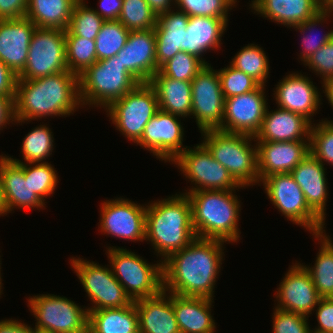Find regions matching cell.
Listing matches in <instances>:
<instances>
[{
  "mask_svg": "<svg viewBox=\"0 0 333 333\" xmlns=\"http://www.w3.org/2000/svg\"><path fill=\"white\" fill-rule=\"evenodd\" d=\"M53 132L42 124L31 130L22 142V156L27 163L46 162V158L51 156L54 143Z\"/></svg>",
  "mask_w": 333,
  "mask_h": 333,
  "instance_id": "ab89813d",
  "label": "cell"
},
{
  "mask_svg": "<svg viewBox=\"0 0 333 333\" xmlns=\"http://www.w3.org/2000/svg\"><path fill=\"white\" fill-rule=\"evenodd\" d=\"M28 0H0V20L24 17Z\"/></svg>",
  "mask_w": 333,
  "mask_h": 333,
  "instance_id": "f907efd6",
  "label": "cell"
},
{
  "mask_svg": "<svg viewBox=\"0 0 333 333\" xmlns=\"http://www.w3.org/2000/svg\"><path fill=\"white\" fill-rule=\"evenodd\" d=\"M237 0H175V8L191 16L228 18V11L236 6Z\"/></svg>",
  "mask_w": 333,
  "mask_h": 333,
  "instance_id": "f6af8a7d",
  "label": "cell"
},
{
  "mask_svg": "<svg viewBox=\"0 0 333 333\" xmlns=\"http://www.w3.org/2000/svg\"><path fill=\"white\" fill-rule=\"evenodd\" d=\"M99 9L94 11L105 21L118 20L123 0H99Z\"/></svg>",
  "mask_w": 333,
  "mask_h": 333,
  "instance_id": "f5cc1de1",
  "label": "cell"
},
{
  "mask_svg": "<svg viewBox=\"0 0 333 333\" xmlns=\"http://www.w3.org/2000/svg\"><path fill=\"white\" fill-rule=\"evenodd\" d=\"M106 110L116 129L137 143L146 124L159 110L157 95L148 82L139 83Z\"/></svg>",
  "mask_w": 333,
  "mask_h": 333,
  "instance_id": "30bf717a",
  "label": "cell"
},
{
  "mask_svg": "<svg viewBox=\"0 0 333 333\" xmlns=\"http://www.w3.org/2000/svg\"><path fill=\"white\" fill-rule=\"evenodd\" d=\"M84 1L78 0L75 3L65 36H78L95 40L105 20L93 8H88Z\"/></svg>",
  "mask_w": 333,
  "mask_h": 333,
  "instance_id": "d590c367",
  "label": "cell"
},
{
  "mask_svg": "<svg viewBox=\"0 0 333 333\" xmlns=\"http://www.w3.org/2000/svg\"><path fill=\"white\" fill-rule=\"evenodd\" d=\"M312 123L304 116L281 108H267L253 141H310ZM307 138V139H306Z\"/></svg>",
  "mask_w": 333,
  "mask_h": 333,
  "instance_id": "cb8c5ba5",
  "label": "cell"
},
{
  "mask_svg": "<svg viewBox=\"0 0 333 333\" xmlns=\"http://www.w3.org/2000/svg\"><path fill=\"white\" fill-rule=\"evenodd\" d=\"M158 17L146 0H123L118 21L129 31L154 29Z\"/></svg>",
  "mask_w": 333,
  "mask_h": 333,
  "instance_id": "60d3db41",
  "label": "cell"
},
{
  "mask_svg": "<svg viewBox=\"0 0 333 333\" xmlns=\"http://www.w3.org/2000/svg\"><path fill=\"white\" fill-rule=\"evenodd\" d=\"M14 162L19 163L24 170L25 175H29V184L32 191L44 202L48 195L54 193L58 183L57 171L47 162L40 163H24L19 159H13Z\"/></svg>",
  "mask_w": 333,
  "mask_h": 333,
  "instance_id": "74e56055",
  "label": "cell"
},
{
  "mask_svg": "<svg viewBox=\"0 0 333 333\" xmlns=\"http://www.w3.org/2000/svg\"><path fill=\"white\" fill-rule=\"evenodd\" d=\"M176 10L159 15L154 28L158 69L178 52L184 51V32L187 30L189 16Z\"/></svg>",
  "mask_w": 333,
  "mask_h": 333,
  "instance_id": "f546056e",
  "label": "cell"
},
{
  "mask_svg": "<svg viewBox=\"0 0 333 333\" xmlns=\"http://www.w3.org/2000/svg\"><path fill=\"white\" fill-rule=\"evenodd\" d=\"M84 333H93L89 329H87Z\"/></svg>",
  "mask_w": 333,
  "mask_h": 333,
  "instance_id": "be15d7a7",
  "label": "cell"
},
{
  "mask_svg": "<svg viewBox=\"0 0 333 333\" xmlns=\"http://www.w3.org/2000/svg\"><path fill=\"white\" fill-rule=\"evenodd\" d=\"M155 90L159 109L181 118L191 115V82L175 80L157 71L148 82Z\"/></svg>",
  "mask_w": 333,
  "mask_h": 333,
  "instance_id": "4dcf8cb0",
  "label": "cell"
},
{
  "mask_svg": "<svg viewBox=\"0 0 333 333\" xmlns=\"http://www.w3.org/2000/svg\"><path fill=\"white\" fill-rule=\"evenodd\" d=\"M226 67L218 71L224 98L246 94L260 86L256 80L231 64Z\"/></svg>",
  "mask_w": 333,
  "mask_h": 333,
  "instance_id": "bcb514c9",
  "label": "cell"
},
{
  "mask_svg": "<svg viewBox=\"0 0 333 333\" xmlns=\"http://www.w3.org/2000/svg\"><path fill=\"white\" fill-rule=\"evenodd\" d=\"M320 7H321V10L332 13L333 0H320Z\"/></svg>",
  "mask_w": 333,
  "mask_h": 333,
  "instance_id": "680465c9",
  "label": "cell"
},
{
  "mask_svg": "<svg viewBox=\"0 0 333 333\" xmlns=\"http://www.w3.org/2000/svg\"><path fill=\"white\" fill-rule=\"evenodd\" d=\"M36 25L26 16L0 20V61L18 75L25 67Z\"/></svg>",
  "mask_w": 333,
  "mask_h": 333,
  "instance_id": "7402d4cb",
  "label": "cell"
},
{
  "mask_svg": "<svg viewBox=\"0 0 333 333\" xmlns=\"http://www.w3.org/2000/svg\"><path fill=\"white\" fill-rule=\"evenodd\" d=\"M146 1L157 17L163 13L168 12L169 10H172V8L174 9V7L170 6L175 5V0H146Z\"/></svg>",
  "mask_w": 333,
  "mask_h": 333,
  "instance_id": "9f6ffc18",
  "label": "cell"
},
{
  "mask_svg": "<svg viewBox=\"0 0 333 333\" xmlns=\"http://www.w3.org/2000/svg\"><path fill=\"white\" fill-rule=\"evenodd\" d=\"M206 66V64L196 56L187 52H178L173 58L165 62L159 72L163 76L175 80L191 82L195 76Z\"/></svg>",
  "mask_w": 333,
  "mask_h": 333,
  "instance_id": "7bdbcfd3",
  "label": "cell"
},
{
  "mask_svg": "<svg viewBox=\"0 0 333 333\" xmlns=\"http://www.w3.org/2000/svg\"><path fill=\"white\" fill-rule=\"evenodd\" d=\"M65 32L64 29L36 27L26 65L17 80H33L68 71Z\"/></svg>",
  "mask_w": 333,
  "mask_h": 333,
  "instance_id": "8fae6325",
  "label": "cell"
},
{
  "mask_svg": "<svg viewBox=\"0 0 333 333\" xmlns=\"http://www.w3.org/2000/svg\"><path fill=\"white\" fill-rule=\"evenodd\" d=\"M129 33L118 20L105 21L95 38L97 60L116 55L125 46Z\"/></svg>",
  "mask_w": 333,
  "mask_h": 333,
  "instance_id": "f35d334b",
  "label": "cell"
},
{
  "mask_svg": "<svg viewBox=\"0 0 333 333\" xmlns=\"http://www.w3.org/2000/svg\"><path fill=\"white\" fill-rule=\"evenodd\" d=\"M116 55L139 83L149 82L159 71L154 29L130 31L125 46Z\"/></svg>",
  "mask_w": 333,
  "mask_h": 333,
  "instance_id": "d6986e66",
  "label": "cell"
},
{
  "mask_svg": "<svg viewBox=\"0 0 333 333\" xmlns=\"http://www.w3.org/2000/svg\"><path fill=\"white\" fill-rule=\"evenodd\" d=\"M236 190H199L186 194L191 203L192 223L197 238L238 242L241 211ZM234 193V194H233Z\"/></svg>",
  "mask_w": 333,
  "mask_h": 333,
  "instance_id": "277c9868",
  "label": "cell"
},
{
  "mask_svg": "<svg viewBox=\"0 0 333 333\" xmlns=\"http://www.w3.org/2000/svg\"><path fill=\"white\" fill-rule=\"evenodd\" d=\"M228 26V18H213L209 16H191L188 20L187 30L184 32V52L201 59L210 65L201 56L209 50H219L221 39Z\"/></svg>",
  "mask_w": 333,
  "mask_h": 333,
  "instance_id": "4316f807",
  "label": "cell"
},
{
  "mask_svg": "<svg viewBox=\"0 0 333 333\" xmlns=\"http://www.w3.org/2000/svg\"><path fill=\"white\" fill-rule=\"evenodd\" d=\"M68 71L79 76L97 61L95 40L65 36Z\"/></svg>",
  "mask_w": 333,
  "mask_h": 333,
  "instance_id": "8d00e7d4",
  "label": "cell"
},
{
  "mask_svg": "<svg viewBox=\"0 0 333 333\" xmlns=\"http://www.w3.org/2000/svg\"><path fill=\"white\" fill-rule=\"evenodd\" d=\"M310 333H333V332H324V331H311Z\"/></svg>",
  "mask_w": 333,
  "mask_h": 333,
  "instance_id": "6125c7cd",
  "label": "cell"
},
{
  "mask_svg": "<svg viewBox=\"0 0 333 333\" xmlns=\"http://www.w3.org/2000/svg\"><path fill=\"white\" fill-rule=\"evenodd\" d=\"M88 329L93 333H140L135 303L122 308L90 311Z\"/></svg>",
  "mask_w": 333,
  "mask_h": 333,
  "instance_id": "1f68e13d",
  "label": "cell"
},
{
  "mask_svg": "<svg viewBox=\"0 0 333 333\" xmlns=\"http://www.w3.org/2000/svg\"><path fill=\"white\" fill-rule=\"evenodd\" d=\"M313 123L310 131V153L323 165L333 166V121Z\"/></svg>",
  "mask_w": 333,
  "mask_h": 333,
  "instance_id": "ee69618b",
  "label": "cell"
},
{
  "mask_svg": "<svg viewBox=\"0 0 333 333\" xmlns=\"http://www.w3.org/2000/svg\"><path fill=\"white\" fill-rule=\"evenodd\" d=\"M241 49L234 56L230 64L252 77L260 85L266 86L270 67L264 50L253 43Z\"/></svg>",
  "mask_w": 333,
  "mask_h": 333,
  "instance_id": "e575fe53",
  "label": "cell"
},
{
  "mask_svg": "<svg viewBox=\"0 0 333 333\" xmlns=\"http://www.w3.org/2000/svg\"><path fill=\"white\" fill-rule=\"evenodd\" d=\"M325 234V235H324ZM320 242L314 266L303 265L310 273L312 281L321 298L333 297V242L325 232L314 234Z\"/></svg>",
  "mask_w": 333,
  "mask_h": 333,
  "instance_id": "836d02e7",
  "label": "cell"
},
{
  "mask_svg": "<svg viewBox=\"0 0 333 333\" xmlns=\"http://www.w3.org/2000/svg\"><path fill=\"white\" fill-rule=\"evenodd\" d=\"M321 84L324 88L323 92L325 93V96L330 103L331 107L333 108V77L325 80Z\"/></svg>",
  "mask_w": 333,
  "mask_h": 333,
  "instance_id": "6f0895ef",
  "label": "cell"
},
{
  "mask_svg": "<svg viewBox=\"0 0 333 333\" xmlns=\"http://www.w3.org/2000/svg\"><path fill=\"white\" fill-rule=\"evenodd\" d=\"M262 183L272 204L287 220L304 227L312 235L325 232V222L308 206L291 173L272 174L265 177Z\"/></svg>",
  "mask_w": 333,
  "mask_h": 333,
  "instance_id": "9c48e42d",
  "label": "cell"
},
{
  "mask_svg": "<svg viewBox=\"0 0 333 333\" xmlns=\"http://www.w3.org/2000/svg\"><path fill=\"white\" fill-rule=\"evenodd\" d=\"M322 81L333 77V38L319 48L305 63Z\"/></svg>",
  "mask_w": 333,
  "mask_h": 333,
  "instance_id": "c3c4849f",
  "label": "cell"
},
{
  "mask_svg": "<svg viewBox=\"0 0 333 333\" xmlns=\"http://www.w3.org/2000/svg\"><path fill=\"white\" fill-rule=\"evenodd\" d=\"M273 333H310L308 318L305 315L281 310L275 307L273 312Z\"/></svg>",
  "mask_w": 333,
  "mask_h": 333,
  "instance_id": "7dc6e473",
  "label": "cell"
},
{
  "mask_svg": "<svg viewBox=\"0 0 333 333\" xmlns=\"http://www.w3.org/2000/svg\"><path fill=\"white\" fill-rule=\"evenodd\" d=\"M224 242L196 237L188 246L168 256L162 262L163 290L180 296L214 299Z\"/></svg>",
  "mask_w": 333,
  "mask_h": 333,
  "instance_id": "6da1fadb",
  "label": "cell"
},
{
  "mask_svg": "<svg viewBox=\"0 0 333 333\" xmlns=\"http://www.w3.org/2000/svg\"><path fill=\"white\" fill-rule=\"evenodd\" d=\"M172 163L191 181L192 188L184 193L199 190L243 189L228 170L217 162L208 149L199 143L194 148H186ZM236 188V189H235Z\"/></svg>",
  "mask_w": 333,
  "mask_h": 333,
  "instance_id": "4fadbf2b",
  "label": "cell"
},
{
  "mask_svg": "<svg viewBox=\"0 0 333 333\" xmlns=\"http://www.w3.org/2000/svg\"><path fill=\"white\" fill-rule=\"evenodd\" d=\"M290 267L275 292V307L309 317L321 297L303 263L295 262Z\"/></svg>",
  "mask_w": 333,
  "mask_h": 333,
  "instance_id": "ac0fdd59",
  "label": "cell"
},
{
  "mask_svg": "<svg viewBox=\"0 0 333 333\" xmlns=\"http://www.w3.org/2000/svg\"><path fill=\"white\" fill-rule=\"evenodd\" d=\"M195 238L191 203L186 194L176 193L147 205L145 240L151 242L156 255L162 257L160 262Z\"/></svg>",
  "mask_w": 333,
  "mask_h": 333,
  "instance_id": "3957f363",
  "label": "cell"
},
{
  "mask_svg": "<svg viewBox=\"0 0 333 333\" xmlns=\"http://www.w3.org/2000/svg\"><path fill=\"white\" fill-rule=\"evenodd\" d=\"M201 135L202 144L240 186L260 185L257 146L252 145L254 136L219 129L203 131Z\"/></svg>",
  "mask_w": 333,
  "mask_h": 333,
  "instance_id": "5b68a950",
  "label": "cell"
},
{
  "mask_svg": "<svg viewBox=\"0 0 333 333\" xmlns=\"http://www.w3.org/2000/svg\"><path fill=\"white\" fill-rule=\"evenodd\" d=\"M179 117L159 109L146 124L136 144L159 160L173 162L188 147L183 146L184 128Z\"/></svg>",
  "mask_w": 333,
  "mask_h": 333,
  "instance_id": "2e32d148",
  "label": "cell"
},
{
  "mask_svg": "<svg viewBox=\"0 0 333 333\" xmlns=\"http://www.w3.org/2000/svg\"><path fill=\"white\" fill-rule=\"evenodd\" d=\"M7 215L6 208L3 201V195H2V186H1V179H0V216Z\"/></svg>",
  "mask_w": 333,
  "mask_h": 333,
  "instance_id": "91938a15",
  "label": "cell"
},
{
  "mask_svg": "<svg viewBox=\"0 0 333 333\" xmlns=\"http://www.w3.org/2000/svg\"><path fill=\"white\" fill-rule=\"evenodd\" d=\"M146 208L137 202L122 198L106 200L100 210L101 233L126 241H144ZM128 239V240H127Z\"/></svg>",
  "mask_w": 333,
  "mask_h": 333,
  "instance_id": "9a60e30c",
  "label": "cell"
},
{
  "mask_svg": "<svg viewBox=\"0 0 333 333\" xmlns=\"http://www.w3.org/2000/svg\"><path fill=\"white\" fill-rule=\"evenodd\" d=\"M1 262V261H0ZM1 264V263H0ZM0 269H1V265H0ZM1 270H0V297H1V293H3L2 291V279H1Z\"/></svg>",
  "mask_w": 333,
  "mask_h": 333,
  "instance_id": "94428289",
  "label": "cell"
},
{
  "mask_svg": "<svg viewBox=\"0 0 333 333\" xmlns=\"http://www.w3.org/2000/svg\"><path fill=\"white\" fill-rule=\"evenodd\" d=\"M0 333H38L35 328L18 320H0Z\"/></svg>",
  "mask_w": 333,
  "mask_h": 333,
  "instance_id": "11a10c76",
  "label": "cell"
},
{
  "mask_svg": "<svg viewBox=\"0 0 333 333\" xmlns=\"http://www.w3.org/2000/svg\"><path fill=\"white\" fill-rule=\"evenodd\" d=\"M191 116L200 132L218 130L224 117L225 98L217 70L206 65L191 81Z\"/></svg>",
  "mask_w": 333,
  "mask_h": 333,
  "instance_id": "5bb4252c",
  "label": "cell"
},
{
  "mask_svg": "<svg viewBox=\"0 0 333 333\" xmlns=\"http://www.w3.org/2000/svg\"><path fill=\"white\" fill-rule=\"evenodd\" d=\"M70 262L88 298L94 304L87 308L88 313L99 309L122 308L133 303L108 266L103 267L79 257L71 258Z\"/></svg>",
  "mask_w": 333,
  "mask_h": 333,
  "instance_id": "7c38bea8",
  "label": "cell"
},
{
  "mask_svg": "<svg viewBox=\"0 0 333 333\" xmlns=\"http://www.w3.org/2000/svg\"><path fill=\"white\" fill-rule=\"evenodd\" d=\"M324 165L311 153L290 173L300 186L308 206L325 222L328 186Z\"/></svg>",
  "mask_w": 333,
  "mask_h": 333,
  "instance_id": "d4e9b609",
  "label": "cell"
},
{
  "mask_svg": "<svg viewBox=\"0 0 333 333\" xmlns=\"http://www.w3.org/2000/svg\"><path fill=\"white\" fill-rule=\"evenodd\" d=\"M14 99L15 97L0 96V130H3L7 124L15 122Z\"/></svg>",
  "mask_w": 333,
  "mask_h": 333,
  "instance_id": "db71d44e",
  "label": "cell"
},
{
  "mask_svg": "<svg viewBox=\"0 0 333 333\" xmlns=\"http://www.w3.org/2000/svg\"><path fill=\"white\" fill-rule=\"evenodd\" d=\"M134 303L140 333H181L173 310L172 293L162 290L158 295Z\"/></svg>",
  "mask_w": 333,
  "mask_h": 333,
  "instance_id": "484cf974",
  "label": "cell"
},
{
  "mask_svg": "<svg viewBox=\"0 0 333 333\" xmlns=\"http://www.w3.org/2000/svg\"><path fill=\"white\" fill-rule=\"evenodd\" d=\"M317 306L316 318L319 325L311 331L333 332V297L321 298Z\"/></svg>",
  "mask_w": 333,
  "mask_h": 333,
  "instance_id": "681fc988",
  "label": "cell"
},
{
  "mask_svg": "<svg viewBox=\"0 0 333 333\" xmlns=\"http://www.w3.org/2000/svg\"><path fill=\"white\" fill-rule=\"evenodd\" d=\"M254 13L288 27L302 24L320 10V0H252Z\"/></svg>",
  "mask_w": 333,
  "mask_h": 333,
  "instance_id": "83f0119b",
  "label": "cell"
},
{
  "mask_svg": "<svg viewBox=\"0 0 333 333\" xmlns=\"http://www.w3.org/2000/svg\"><path fill=\"white\" fill-rule=\"evenodd\" d=\"M28 306L36 321L38 333H84L88 329L89 313L74 301L54 294L34 295Z\"/></svg>",
  "mask_w": 333,
  "mask_h": 333,
  "instance_id": "ba28073f",
  "label": "cell"
},
{
  "mask_svg": "<svg viewBox=\"0 0 333 333\" xmlns=\"http://www.w3.org/2000/svg\"><path fill=\"white\" fill-rule=\"evenodd\" d=\"M78 0H28L26 17L36 27L64 29L70 23L75 3Z\"/></svg>",
  "mask_w": 333,
  "mask_h": 333,
  "instance_id": "d6a6232c",
  "label": "cell"
},
{
  "mask_svg": "<svg viewBox=\"0 0 333 333\" xmlns=\"http://www.w3.org/2000/svg\"><path fill=\"white\" fill-rule=\"evenodd\" d=\"M264 89L265 86L260 85L249 93L225 98L224 117L219 130L255 136L268 108Z\"/></svg>",
  "mask_w": 333,
  "mask_h": 333,
  "instance_id": "e0dca14e",
  "label": "cell"
},
{
  "mask_svg": "<svg viewBox=\"0 0 333 333\" xmlns=\"http://www.w3.org/2000/svg\"><path fill=\"white\" fill-rule=\"evenodd\" d=\"M79 106L82 107L79 76L70 71L33 80H17L14 99L16 124L53 115L69 116Z\"/></svg>",
  "mask_w": 333,
  "mask_h": 333,
  "instance_id": "7a4b0ae2",
  "label": "cell"
},
{
  "mask_svg": "<svg viewBox=\"0 0 333 333\" xmlns=\"http://www.w3.org/2000/svg\"><path fill=\"white\" fill-rule=\"evenodd\" d=\"M18 76L0 61V96L15 97Z\"/></svg>",
  "mask_w": 333,
  "mask_h": 333,
  "instance_id": "816d5d0a",
  "label": "cell"
},
{
  "mask_svg": "<svg viewBox=\"0 0 333 333\" xmlns=\"http://www.w3.org/2000/svg\"><path fill=\"white\" fill-rule=\"evenodd\" d=\"M213 299L187 297L172 293V305L181 333H215L211 315Z\"/></svg>",
  "mask_w": 333,
  "mask_h": 333,
  "instance_id": "f1b7e54d",
  "label": "cell"
},
{
  "mask_svg": "<svg viewBox=\"0 0 333 333\" xmlns=\"http://www.w3.org/2000/svg\"><path fill=\"white\" fill-rule=\"evenodd\" d=\"M139 82L123 67L117 55L97 60L79 75L82 106L106 109L131 91Z\"/></svg>",
  "mask_w": 333,
  "mask_h": 333,
  "instance_id": "8992f818",
  "label": "cell"
},
{
  "mask_svg": "<svg viewBox=\"0 0 333 333\" xmlns=\"http://www.w3.org/2000/svg\"><path fill=\"white\" fill-rule=\"evenodd\" d=\"M257 146L259 181L272 174L290 173L310 154V141H254Z\"/></svg>",
  "mask_w": 333,
  "mask_h": 333,
  "instance_id": "44dd1931",
  "label": "cell"
},
{
  "mask_svg": "<svg viewBox=\"0 0 333 333\" xmlns=\"http://www.w3.org/2000/svg\"><path fill=\"white\" fill-rule=\"evenodd\" d=\"M276 86L274 97L277 107L298 113L313 123L311 116L317 113L322 104V96L313 81L301 72H294L285 76Z\"/></svg>",
  "mask_w": 333,
  "mask_h": 333,
  "instance_id": "ffe728a7",
  "label": "cell"
},
{
  "mask_svg": "<svg viewBox=\"0 0 333 333\" xmlns=\"http://www.w3.org/2000/svg\"><path fill=\"white\" fill-rule=\"evenodd\" d=\"M330 15H332L330 12L320 10L316 15L309 18L302 24L293 27L296 31L299 30L301 35H305L302 36L303 41L301 42V47L303 49L300 53V60L303 61V63H305L319 48L324 46L333 38V30H328V32L323 34L319 39L316 37V34L314 37H311V35H313L312 32L314 28L317 25H322L323 21L324 23L325 21L327 22ZM306 31H309V34H307Z\"/></svg>",
  "mask_w": 333,
  "mask_h": 333,
  "instance_id": "b9f144b4",
  "label": "cell"
},
{
  "mask_svg": "<svg viewBox=\"0 0 333 333\" xmlns=\"http://www.w3.org/2000/svg\"><path fill=\"white\" fill-rule=\"evenodd\" d=\"M0 179L7 214L15 208H45L46 202L32 191L29 175L24 174L23 167L3 154L0 155Z\"/></svg>",
  "mask_w": 333,
  "mask_h": 333,
  "instance_id": "603a6c76",
  "label": "cell"
},
{
  "mask_svg": "<svg viewBox=\"0 0 333 333\" xmlns=\"http://www.w3.org/2000/svg\"><path fill=\"white\" fill-rule=\"evenodd\" d=\"M111 270L132 301L153 297L163 290L162 262L148 263L126 248L107 247Z\"/></svg>",
  "mask_w": 333,
  "mask_h": 333,
  "instance_id": "52a82bcc",
  "label": "cell"
}]
</instances>
